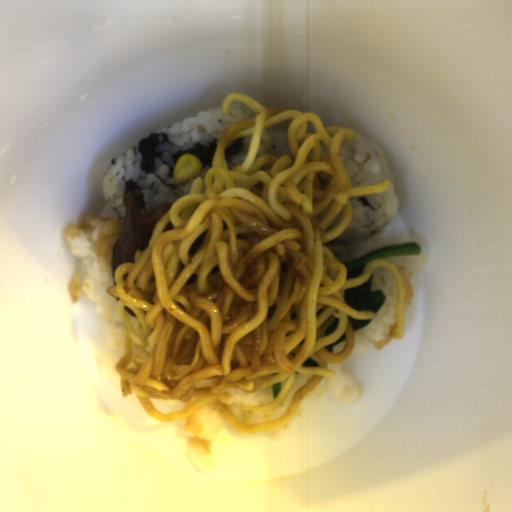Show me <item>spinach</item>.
I'll use <instances>...</instances> for the list:
<instances>
[{
  "instance_id": "spinach-1",
  "label": "spinach",
  "mask_w": 512,
  "mask_h": 512,
  "mask_svg": "<svg viewBox=\"0 0 512 512\" xmlns=\"http://www.w3.org/2000/svg\"><path fill=\"white\" fill-rule=\"evenodd\" d=\"M422 252L418 242L401 243L372 251L362 257L343 263L347 268L346 279L359 276L370 261L382 258L404 257L420 255Z\"/></svg>"
},
{
  "instance_id": "spinach-2",
  "label": "spinach",
  "mask_w": 512,
  "mask_h": 512,
  "mask_svg": "<svg viewBox=\"0 0 512 512\" xmlns=\"http://www.w3.org/2000/svg\"><path fill=\"white\" fill-rule=\"evenodd\" d=\"M373 280L374 274L371 273L369 278L358 287L344 290V301L354 310L370 311L376 315L387 298L381 289L372 291Z\"/></svg>"
},
{
  "instance_id": "spinach-3",
  "label": "spinach",
  "mask_w": 512,
  "mask_h": 512,
  "mask_svg": "<svg viewBox=\"0 0 512 512\" xmlns=\"http://www.w3.org/2000/svg\"><path fill=\"white\" fill-rule=\"evenodd\" d=\"M347 318H348V320H349V322L351 324L353 332L361 329L362 327H364L366 325H368L373 320V319L372 320H361V319L354 318L351 315H348Z\"/></svg>"
},
{
  "instance_id": "spinach-4",
  "label": "spinach",
  "mask_w": 512,
  "mask_h": 512,
  "mask_svg": "<svg viewBox=\"0 0 512 512\" xmlns=\"http://www.w3.org/2000/svg\"><path fill=\"white\" fill-rule=\"evenodd\" d=\"M284 384V381H279L277 383L272 384V401H274L280 394Z\"/></svg>"
}]
</instances>
